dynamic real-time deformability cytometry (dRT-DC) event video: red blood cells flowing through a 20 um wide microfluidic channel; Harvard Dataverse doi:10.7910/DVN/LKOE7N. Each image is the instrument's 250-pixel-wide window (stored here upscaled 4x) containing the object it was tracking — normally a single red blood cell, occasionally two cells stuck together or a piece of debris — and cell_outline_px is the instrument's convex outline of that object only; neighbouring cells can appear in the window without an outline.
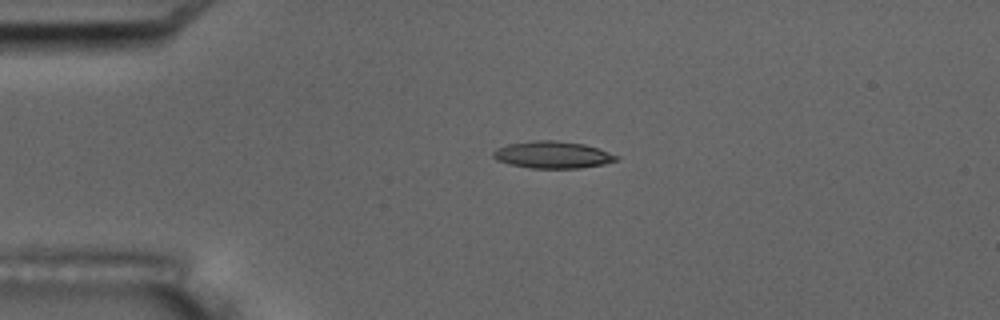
{"species": "common noctule bat (a hibernating species)", "species_latin": "Nyctalus noctula", "temperature_condition": "room temperature", "stored_images_in_passage": 5, "camera_frame_rate_fps": 3000, "um_per_image_px": 0.085, "animal": {"sex": "male", "body_mass_g": 17.5, "forearm_length_mm": 52.3}, "frame": {"image": 1, "passage_image": 4, "time_ms": 3.667, "image_size_px": [1000, 320], "cell_outline_px": [[620, 160], [604, 164], [580, 168], [532, 168], [508, 164], [496, 160], [492, 156], [492, 152], [496, 148], [508, 144], [532, 140], [556, 140], [584, 144], [620, 156]], "centroid_in_image_um": [46.96, 13.16], "position_along_channel_um": 38.0, "area_um2": 19.54}}